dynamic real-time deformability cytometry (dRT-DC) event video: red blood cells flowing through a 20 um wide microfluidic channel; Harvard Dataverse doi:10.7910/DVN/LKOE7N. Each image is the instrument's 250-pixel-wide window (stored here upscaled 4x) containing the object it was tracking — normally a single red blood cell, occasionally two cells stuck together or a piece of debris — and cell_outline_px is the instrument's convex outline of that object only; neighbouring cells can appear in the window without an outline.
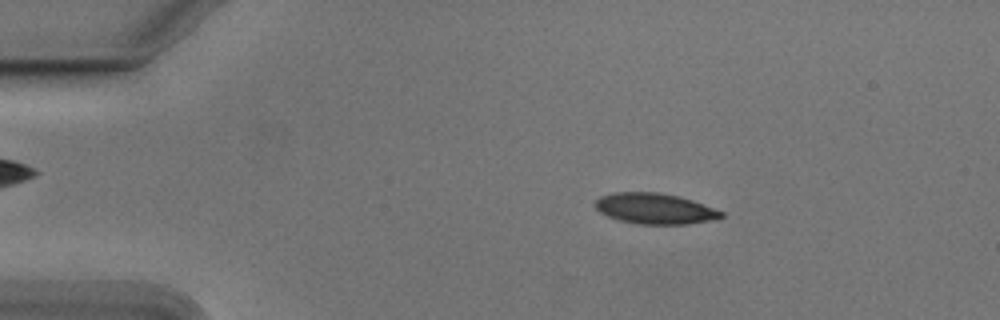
{"species": "Egyptian fruit bat (a non-hibernating species)", "species_latin": "Rousettus aegyptiacus", "temperature_condition": "cold", "stored_images_in_passage": 16, "camera_frame_rate_fps": 3000, "um_per_image_px": 0.085, "animal": {"sex": "male"}, "frame": {"image": 1, "passage_image": 9, "time_ms": 2.667, "image_size_px": [1000, 320], "cell_outline_px": [[724, 216], [712, 220], [688, 224], [636, 224], [620, 220], [608, 216], [600, 212], [592, 204], [600, 196], [612, 192], [660, 192], [680, 196], [692, 200], [724, 212]], "centroid_in_image_um": [55.64, 17.72], "position_along_channel_um": 29.4, "area_um2": 22.72}}